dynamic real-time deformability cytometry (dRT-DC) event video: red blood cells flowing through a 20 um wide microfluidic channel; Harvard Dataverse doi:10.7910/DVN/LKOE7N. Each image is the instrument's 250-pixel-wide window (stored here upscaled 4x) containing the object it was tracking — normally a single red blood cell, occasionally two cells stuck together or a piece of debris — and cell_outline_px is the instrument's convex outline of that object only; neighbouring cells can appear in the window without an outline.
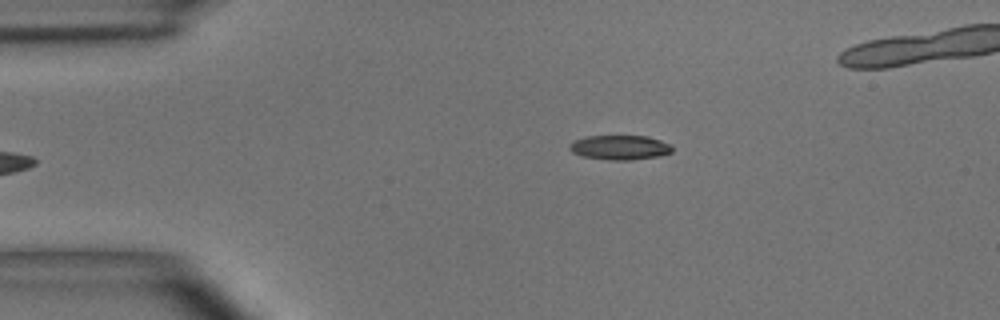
{"species": "common noctule bat (a hibernating species)", "species_latin": "Nyctalus noctula", "temperature_condition": "room temperature", "stored_images_in_passage": 5, "segment_of_instrument_passage": [2, 2], "camera_frame_rate_fps": 3000, "um_per_image_px": 0.085, "animal": {"sex": "male", "body_mass_g": 15.6}, "frame": {"image": 1, "passage_image": 5, "time_ms": 4.667, "image_size_px": [1000, 320], "cell_outline_px": [[672, 152], [660, 156], [632, 160], [612, 160], [584, 156], [572, 152], [568, 148], [568, 144], [572, 140], [584, 136], [648, 136], [672, 144]], "centroid_in_image_um": [52.68, 12.52], "position_along_channel_um": 32.3, "area_um2": 14.85}}